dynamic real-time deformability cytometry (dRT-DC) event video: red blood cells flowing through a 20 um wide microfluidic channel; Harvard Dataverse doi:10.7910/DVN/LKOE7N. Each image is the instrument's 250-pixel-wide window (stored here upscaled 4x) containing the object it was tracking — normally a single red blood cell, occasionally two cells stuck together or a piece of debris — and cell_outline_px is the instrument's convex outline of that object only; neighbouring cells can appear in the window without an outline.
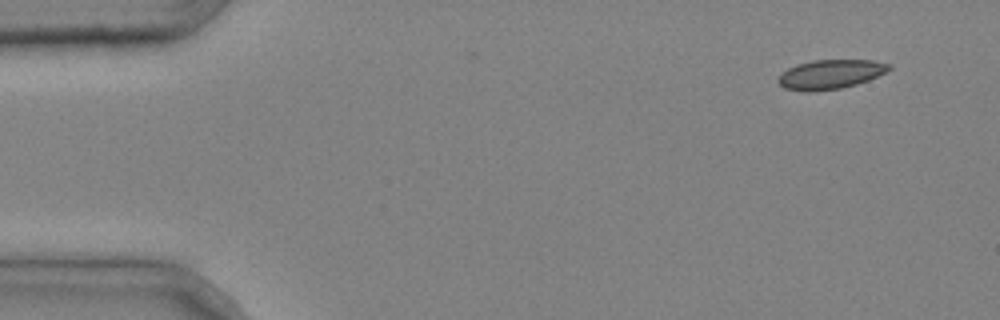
{"species": "common noctule bat (a hibernating species)", "species_latin": "Nyctalus noctula", "temperature_condition": "cold", "stored_images_in_passage": 3, "camera_frame_rate_fps": 3000, "um_per_image_px": 0.085, "animal": {"sex": "male", "body_mass_g": 20.4}, "frame": {"image": 1, "passage_image": 1, "time_ms": 0.0, "image_size_px": [1000, 320], "cell_outline_px": [[892, 68], [868, 80], [856, 84], [840, 88], [812, 92], [804, 92], [784, 88], [776, 80], [788, 68], [796, 64], [812, 60], [872, 60], [892, 64]], "centroid_in_image_um": [70.57, 6.31], "position_along_channel_um": 14.4, "area_um2": 18.9}}
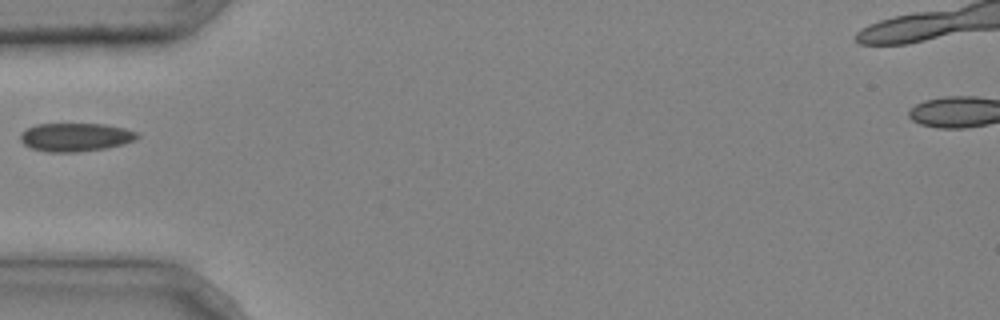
{"frame": {"image": 2, "passage_image": 3, "time_ms": 0.667, "image_size_px": [1000, 320], "cell_outline_px": [[140, 136], [136, 140], [104, 148], [76, 152], [48, 152], [32, 148], [24, 144], [20, 140], [20, 132], [36, 124], [104, 124], [124, 128], [136, 132]], "centroid_in_image_um": [6.39, 11.65], "position_along_channel_um": 78.6, "area_um2": 19.19}}